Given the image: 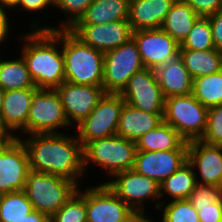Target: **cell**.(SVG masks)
<instances>
[{
    "label": "cell",
    "instance_id": "cell-16",
    "mask_svg": "<svg viewBox=\"0 0 222 222\" xmlns=\"http://www.w3.org/2000/svg\"><path fill=\"white\" fill-rule=\"evenodd\" d=\"M29 157L21 138H16L0 154V195L24 190Z\"/></svg>",
    "mask_w": 222,
    "mask_h": 222
},
{
    "label": "cell",
    "instance_id": "cell-6",
    "mask_svg": "<svg viewBox=\"0 0 222 222\" xmlns=\"http://www.w3.org/2000/svg\"><path fill=\"white\" fill-rule=\"evenodd\" d=\"M136 151L135 141L118 135L95 139L83 147L84 171L89 162L106 169L111 176L133 169Z\"/></svg>",
    "mask_w": 222,
    "mask_h": 222
},
{
    "label": "cell",
    "instance_id": "cell-9",
    "mask_svg": "<svg viewBox=\"0 0 222 222\" xmlns=\"http://www.w3.org/2000/svg\"><path fill=\"white\" fill-rule=\"evenodd\" d=\"M70 127L60 95L56 89H37L27 119V134L60 133L57 128Z\"/></svg>",
    "mask_w": 222,
    "mask_h": 222
},
{
    "label": "cell",
    "instance_id": "cell-8",
    "mask_svg": "<svg viewBox=\"0 0 222 222\" xmlns=\"http://www.w3.org/2000/svg\"><path fill=\"white\" fill-rule=\"evenodd\" d=\"M125 101L120 94L105 93L96 107L77 125V138L82 147L87 143L117 133L121 109Z\"/></svg>",
    "mask_w": 222,
    "mask_h": 222
},
{
    "label": "cell",
    "instance_id": "cell-17",
    "mask_svg": "<svg viewBox=\"0 0 222 222\" xmlns=\"http://www.w3.org/2000/svg\"><path fill=\"white\" fill-rule=\"evenodd\" d=\"M68 122L78 125L96 107L105 94L102 86L81 85L64 81L57 89Z\"/></svg>",
    "mask_w": 222,
    "mask_h": 222
},
{
    "label": "cell",
    "instance_id": "cell-11",
    "mask_svg": "<svg viewBox=\"0 0 222 222\" xmlns=\"http://www.w3.org/2000/svg\"><path fill=\"white\" fill-rule=\"evenodd\" d=\"M112 177L117 178L106 182L107 187L139 216L145 215L143 201L160 198V185L134 169L116 173Z\"/></svg>",
    "mask_w": 222,
    "mask_h": 222
},
{
    "label": "cell",
    "instance_id": "cell-43",
    "mask_svg": "<svg viewBox=\"0 0 222 222\" xmlns=\"http://www.w3.org/2000/svg\"><path fill=\"white\" fill-rule=\"evenodd\" d=\"M17 136H0V154L16 139Z\"/></svg>",
    "mask_w": 222,
    "mask_h": 222
},
{
    "label": "cell",
    "instance_id": "cell-45",
    "mask_svg": "<svg viewBox=\"0 0 222 222\" xmlns=\"http://www.w3.org/2000/svg\"><path fill=\"white\" fill-rule=\"evenodd\" d=\"M0 136H15V134L12 135L9 132V130L5 127L1 114H0Z\"/></svg>",
    "mask_w": 222,
    "mask_h": 222
},
{
    "label": "cell",
    "instance_id": "cell-23",
    "mask_svg": "<svg viewBox=\"0 0 222 222\" xmlns=\"http://www.w3.org/2000/svg\"><path fill=\"white\" fill-rule=\"evenodd\" d=\"M130 0H93L74 25L106 24L128 20Z\"/></svg>",
    "mask_w": 222,
    "mask_h": 222
},
{
    "label": "cell",
    "instance_id": "cell-1",
    "mask_svg": "<svg viewBox=\"0 0 222 222\" xmlns=\"http://www.w3.org/2000/svg\"><path fill=\"white\" fill-rule=\"evenodd\" d=\"M21 140L27 150L30 170L57 175L75 182L83 175V147L76 136L63 133L29 134ZM25 141V142H24Z\"/></svg>",
    "mask_w": 222,
    "mask_h": 222
},
{
    "label": "cell",
    "instance_id": "cell-47",
    "mask_svg": "<svg viewBox=\"0 0 222 222\" xmlns=\"http://www.w3.org/2000/svg\"><path fill=\"white\" fill-rule=\"evenodd\" d=\"M139 222H154L151 221L146 215L139 217Z\"/></svg>",
    "mask_w": 222,
    "mask_h": 222
},
{
    "label": "cell",
    "instance_id": "cell-26",
    "mask_svg": "<svg viewBox=\"0 0 222 222\" xmlns=\"http://www.w3.org/2000/svg\"><path fill=\"white\" fill-rule=\"evenodd\" d=\"M185 140L168 123L161 122L156 128L135 141L137 151H168L178 149Z\"/></svg>",
    "mask_w": 222,
    "mask_h": 222
},
{
    "label": "cell",
    "instance_id": "cell-2",
    "mask_svg": "<svg viewBox=\"0 0 222 222\" xmlns=\"http://www.w3.org/2000/svg\"><path fill=\"white\" fill-rule=\"evenodd\" d=\"M25 34L27 41L22 48L29 74L38 89H57L65 81L64 57L61 45V29L37 27ZM61 52V53H60Z\"/></svg>",
    "mask_w": 222,
    "mask_h": 222
},
{
    "label": "cell",
    "instance_id": "cell-41",
    "mask_svg": "<svg viewBox=\"0 0 222 222\" xmlns=\"http://www.w3.org/2000/svg\"><path fill=\"white\" fill-rule=\"evenodd\" d=\"M12 222H50V218L37 210H33L25 218L13 220Z\"/></svg>",
    "mask_w": 222,
    "mask_h": 222
},
{
    "label": "cell",
    "instance_id": "cell-42",
    "mask_svg": "<svg viewBox=\"0 0 222 222\" xmlns=\"http://www.w3.org/2000/svg\"><path fill=\"white\" fill-rule=\"evenodd\" d=\"M7 12L0 10V43L4 42L9 32V22L7 18Z\"/></svg>",
    "mask_w": 222,
    "mask_h": 222
},
{
    "label": "cell",
    "instance_id": "cell-12",
    "mask_svg": "<svg viewBox=\"0 0 222 222\" xmlns=\"http://www.w3.org/2000/svg\"><path fill=\"white\" fill-rule=\"evenodd\" d=\"M124 101L147 113H164L163 97L154 69L135 72L120 93Z\"/></svg>",
    "mask_w": 222,
    "mask_h": 222
},
{
    "label": "cell",
    "instance_id": "cell-19",
    "mask_svg": "<svg viewBox=\"0 0 222 222\" xmlns=\"http://www.w3.org/2000/svg\"><path fill=\"white\" fill-rule=\"evenodd\" d=\"M175 0H130L128 22L134 31L161 28Z\"/></svg>",
    "mask_w": 222,
    "mask_h": 222
},
{
    "label": "cell",
    "instance_id": "cell-10",
    "mask_svg": "<svg viewBox=\"0 0 222 222\" xmlns=\"http://www.w3.org/2000/svg\"><path fill=\"white\" fill-rule=\"evenodd\" d=\"M87 222H139L137 215L105 183L85 191Z\"/></svg>",
    "mask_w": 222,
    "mask_h": 222
},
{
    "label": "cell",
    "instance_id": "cell-29",
    "mask_svg": "<svg viewBox=\"0 0 222 222\" xmlns=\"http://www.w3.org/2000/svg\"><path fill=\"white\" fill-rule=\"evenodd\" d=\"M191 94L207 108L222 104V70L193 79Z\"/></svg>",
    "mask_w": 222,
    "mask_h": 222
},
{
    "label": "cell",
    "instance_id": "cell-5",
    "mask_svg": "<svg viewBox=\"0 0 222 222\" xmlns=\"http://www.w3.org/2000/svg\"><path fill=\"white\" fill-rule=\"evenodd\" d=\"M208 108L192 94L165 98L163 121L186 141L201 140L207 127Z\"/></svg>",
    "mask_w": 222,
    "mask_h": 222
},
{
    "label": "cell",
    "instance_id": "cell-31",
    "mask_svg": "<svg viewBox=\"0 0 222 222\" xmlns=\"http://www.w3.org/2000/svg\"><path fill=\"white\" fill-rule=\"evenodd\" d=\"M180 49L198 51L215 49L212 29L207 17L197 19L185 40L180 44Z\"/></svg>",
    "mask_w": 222,
    "mask_h": 222
},
{
    "label": "cell",
    "instance_id": "cell-27",
    "mask_svg": "<svg viewBox=\"0 0 222 222\" xmlns=\"http://www.w3.org/2000/svg\"><path fill=\"white\" fill-rule=\"evenodd\" d=\"M195 173L193 166L187 161L160 183V197L167 193L173 201L186 200L197 184Z\"/></svg>",
    "mask_w": 222,
    "mask_h": 222
},
{
    "label": "cell",
    "instance_id": "cell-18",
    "mask_svg": "<svg viewBox=\"0 0 222 222\" xmlns=\"http://www.w3.org/2000/svg\"><path fill=\"white\" fill-rule=\"evenodd\" d=\"M188 162L200 173L199 184L222 187V146L208 144L202 140L188 142Z\"/></svg>",
    "mask_w": 222,
    "mask_h": 222
},
{
    "label": "cell",
    "instance_id": "cell-24",
    "mask_svg": "<svg viewBox=\"0 0 222 222\" xmlns=\"http://www.w3.org/2000/svg\"><path fill=\"white\" fill-rule=\"evenodd\" d=\"M199 17L189 4L175 0L161 28L181 44Z\"/></svg>",
    "mask_w": 222,
    "mask_h": 222
},
{
    "label": "cell",
    "instance_id": "cell-35",
    "mask_svg": "<svg viewBox=\"0 0 222 222\" xmlns=\"http://www.w3.org/2000/svg\"><path fill=\"white\" fill-rule=\"evenodd\" d=\"M201 140L222 146V104L208 108L207 127Z\"/></svg>",
    "mask_w": 222,
    "mask_h": 222
},
{
    "label": "cell",
    "instance_id": "cell-32",
    "mask_svg": "<svg viewBox=\"0 0 222 222\" xmlns=\"http://www.w3.org/2000/svg\"><path fill=\"white\" fill-rule=\"evenodd\" d=\"M50 222H87L85 191L78 190L50 218Z\"/></svg>",
    "mask_w": 222,
    "mask_h": 222
},
{
    "label": "cell",
    "instance_id": "cell-22",
    "mask_svg": "<svg viewBox=\"0 0 222 222\" xmlns=\"http://www.w3.org/2000/svg\"><path fill=\"white\" fill-rule=\"evenodd\" d=\"M155 74L164 98L192 93L193 79L179 55L157 67Z\"/></svg>",
    "mask_w": 222,
    "mask_h": 222
},
{
    "label": "cell",
    "instance_id": "cell-13",
    "mask_svg": "<svg viewBox=\"0 0 222 222\" xmlns=\"http://www.w3.org/2000/svg\"><path fill=\"white\" fill-rule=\"evenodd\" d=\"M188 161V142L176 150L136 151L133 169L160 183Z\"/></svg>",
    "mask_w": 222,
    "mask_h": 222
},
{
    "label": "cell",
    "instance_id": "cell-46",
    "mask_svg": "<svg viewBox=\"0 0 222 222\" xmlns=\"http://www.w3.org/2000/svg\"><path fill=\"white\" fill-rule=\"evenodd\" d=\"M4 96H5V91L0 87V114L3 108Z\"/></svg>",
    "mask_w": 222,
    "mask_h": 222
},
{
    "label": "cell",
    "instance_id": "cell-38",
    "mask_svg": "<svg viewBox=\"0 0 222 222\" xmlns=\"http://www.w3.org/2000/svg\"><path fill=\"white\" fill-rule=\"evenodd\" d=\"M200 222H222V200L210 206L199 207Z\"/></svg>",
    "mask_w": 222,
    "mask_h": 222
},
{
    "label": "cell",
    "instance_id": "cell-30",
    "mask_svg": "<svg viewBox=\"0 0 222 222\" xmlns=\"http://www.w3.org/2000/svg\"><path fill=\"white\" fill-rule=\"evenodd\" d=\"M32 211V204L23 190L0 195V222L25 218Z\"/></svg>",
    "mask_w": 222,
    "mask_h": 222
},
{
    "label": "cell",
    "instance_id": "cell-20",
    "mask_svg": "<svg viewBox=\"0 0 222 222\" xmlns=\"http://www.w3.org/2000/svg\"><path fill=\"white\" fill-rule=\"evenodd\" d=\"M38 88L5 91L1 116L10 133L21 129L27 133V119L33 93Z\"/></svg>",
    "mask_w": 222,
    "mask_h": 222
},
{
    "label": "cell",
    "instance_id": "cell-39",
    "mask_svg": "<svg viewBox=\"0 0 222 222\" xmlns=\"http://www.w3.org/2000/svg\"><path fill=\"white\" fill-rule=\"evenodd\" d=\"M212 29V41L215 49L222 51V9L207 17Z\"/></svg>",
    "mask_w": 222,
    "mask_h": 222
},
{
    "label": "cell",
    "instance_id": "cell-7",
    "mask_svg": "<svg viewBox=\"0 0 222 222\" xmlns=\"http://www.w3.org/2000/svg\"><path fill=\"white\" fill-rule=\"evenodd\" d=\"M145 68L138 46L133 38L104 53L102 87L105 93L120 94L131 76Z\"/></svg>",
    "mask_w": 222,
    "mask_h": 222
},
{
    "label": "cell",
    "instance_id": "cell-34",
    "mask_svg": "<svg viewBox=\"0 0 222 222\" xmlns=\"http://www.w3.org/2000/svg\"><path fill=\"white\" fill-rule=\"evenodd\" d=\"M187 200L198 211L199 207L210 206L222 200V187L197 183Z\"/></svg>",
    "mask_w": 222,
    "mask_h": 222
},
{
    "label": "cell",
    "instance_id": "cell-14",
    "mask_svg": "<svg viewBox=\"0 0 222 222\" xmlns=\"http://www.w3.org/2000/svg\"><path fill=\"white\" fill-rule=\"evenodd\" d=\"M132 38L146 68L155 70L179 55L180 44L162 28L137 30Z\"/></svg>",
    "mask_w": 222,
    "mask_h": 222
},
{
    "label": "cell",
    "instance_id": "cell-37",
    "mask_svg": "<svg viewBox=\"0 0 222 222\" xmlns=\"http://www.w3.org/2000/svg\"><path fill=\"white\" fill-rule=\"evenodd\" d=\"M189 4L200 17H208L222 9V0H182Z\"/></svg>",
    "mask_w": 222,
    "mask_h": 222
},
{
    "label": "cell",
    "instance_id": "cell-44",
    "mask_svg": "<svg viewBox=\"0 0 222 222\" xmlns=\"http://www.w3.org/2000/svg\"><path fill=\"white\" fill-rule=\"evenodd\" d=\"M19 2L20 0H0V10L5 11L6 8L8 10L9 8L13 9V7L15 8Z\"/></svg>",
    "mask_w": 222,
    "mask_h": 222
},
{
    "label": "cell",
    "instance_id": "cell-33",
    "mask_svg": "<svg viewBox=\"0 0 222 222\" xmlns=\"http://www.w3.org/2000/svg\"><path fill=\"white\" fill-rule=\"evenodd\" d=\"M162 222H200L197 210L186 200H172L163 207Z\"/></svg>",
    "mask_w": 222,
    "mask_h": 222
},
{
    "label": "cell",
    "instance_id": "cell-25",
    "mask_svg": "<svg viewBox=\"0 0 222 222\" xmlns=\"http://www.w3.org/2000/svg\"><path fill=\"white\" fill-rule=\"evenodd\" d=\"M179 56L192 79L222 70V51L217 49L203 51L180 49Z\"/></svg>",
    "mask_w": 222,
    "mask_h": 222
},
{
    "label": "cell",
    "instance_id": "cell-3",
    "mask_svg": "<svg viewBox=\"0 0 222 222\" xmlns=\"http://www.w3.org/2000/svg\"><path fill=\"white\" fill-rule=\"evenodd\" d=\"M61 46L66 82L102 86L104 75L102 51L84 44L69 29H61Z\"/></svg>",
    "mask_w": 222,
    "mask_h": 222
},
{
    "label": "cell",
    "instance_id": "cell-36",
    "mask_svg": "<svg viewBox=\"0 0 222 222\" xmlns=\"http://www.w3.org/2000/svg\"><path fill=\"white\" fill-rule=\"evenodd\" d=\"M93 0H53V7L68 13V21L60 25V29H70L85 13ZM62 26V27H61Z\"/></svg>",
    "mask_w": 222,
    "mask_h": 222
},
{
    "label": "cell",
    "instance_id": "cell-21",
    "mask_svg": "<svg viewBox=\"0 0 222 222\" xmlns=\"http://www.w3.org/2000/svg\"><path fill=\"white\" fill-rule=\"evenodd\" d=\"M163 116L164 113H147L125 102L120 112L116 135L136 141L163 122Z\"/></svg>",
    "mask_w": 222,
    "mask_h": 222
},
{
    "label": "cell",
    "instance_id": "cell-15",
    "mask_svg": "<svg viewBox=\"0 0 222 222\" xmlns=\"http://www.w3.org/2000/svg\"><path fill=\"white\" fill-rule=\"evenodd\" d=\"M69 30L84 44L103 53L128 42L133 33L128 20L96 25H73Z\"/></svg>",
    "mask_w": 222,
    "mask_h": 222
},
{
    "label": "cell",
    "instance_id": "cell-4",
    "mask_svg": "<svg viewBox=\"0 0 222 222\" xmlns=\"http://www.w3.org/2000/svg\"><path fill=\"white\" fill-rule=\"evenodd\" d=\"M78 190L75 182L30 170L24 192L37 210L51 218Z\"/></svg>",
    "mask_w": 222,
    "mask_h": 222
},
{
    "label": "cell",
    "instance_id": "cell-28",
    "mask_svg": "<svg viewBox=\"0 0 222 222\" xmlns=\"http://www.w3.org/2000/svg\"><path fill=\"white\" fill-rule=\"evenodd\" d=\"M0 87L4 91L36 88L24 58L0 61Z\"/></svg>",
    "mask_w": 222,
    "mask_h": 222
},
{
    "label": "cell",
    "instance_id": "cell-40",
    "mask_svg": "<svg viewBox=\"0 0 222 222\" xmlns=\"http://www.w3.org/2000/svg\"><path fill=\"white\" fill-rule=\"evenodd\" d=\"M48 5H53V0H20L16 8L19 6L20 9L32 12L45 9Z\"/></svg>",
    "mask_w": 222,
    "mask_h": 222
}]
</instances>
